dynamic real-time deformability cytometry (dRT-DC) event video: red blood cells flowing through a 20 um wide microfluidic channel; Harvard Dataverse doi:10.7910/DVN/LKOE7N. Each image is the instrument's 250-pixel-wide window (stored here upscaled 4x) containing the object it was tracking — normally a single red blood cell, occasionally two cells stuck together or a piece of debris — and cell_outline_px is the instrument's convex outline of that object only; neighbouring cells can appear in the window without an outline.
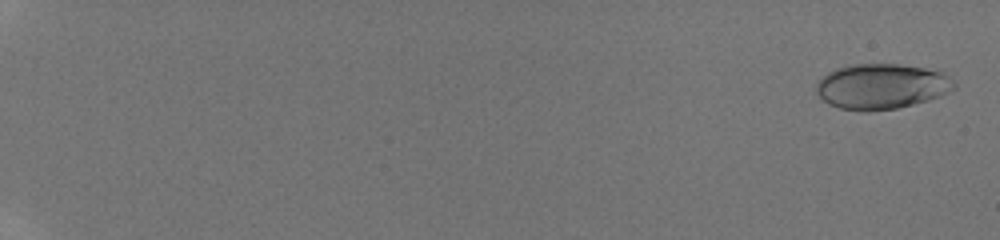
{"species": "human", "species_latin": "Homo sapiens", "temperature_condition": "room temperature", "stored_images_in_passage": 42, "camera_frame_rate_fps": 3000, "um_per_image_px": 0.085, "donor": {"sex": "male"}, "frame": {"image": 1, "passage_image": 2, "time_ms": 0.333, "image_size_px": [1000, 240], "cell_outline_px": [[956, 88], [940, 96], [928, 100], [896, 108], [868, 112], [860, 112], [840, 108], [828, 104], [816, 92], [816, 84], [828, 72], [836, 68], [852, 64], [900, 64], [924, 68], [940, 72], [952, 80], [956, 84]], "centroid_in_image_um": [74.91, 7.35], "position_along_channel_um": 10.1, "area_um2": 36.36}}
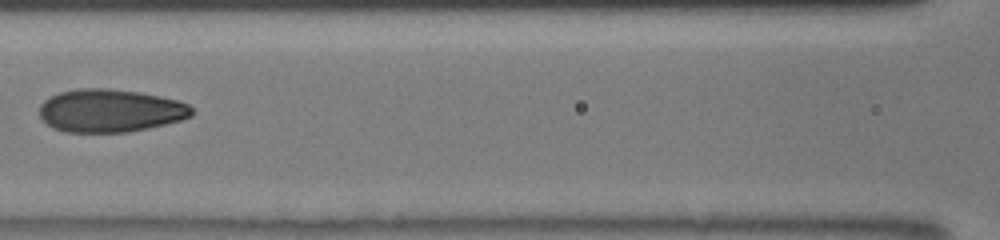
{"frame": {"image": 2, "passage_image": 26, "time_ms": 9.667, "image_size_px": [1000, 240], "cell_outline_px": [[192, 116], [180, 120], [148, 128], [128, 132], [64, 132], [52, 128], [40, 120], [40, 104], [48, 96], [60, 92], [80, 88], [108, 88], [136, 92], [160, 96], [176, 100], [188, 104], [192, 108]], "centroid_in_image_um": [9.31, 9.41], "position_along_channel_um": 157.3, "area_um2": 38.26}}
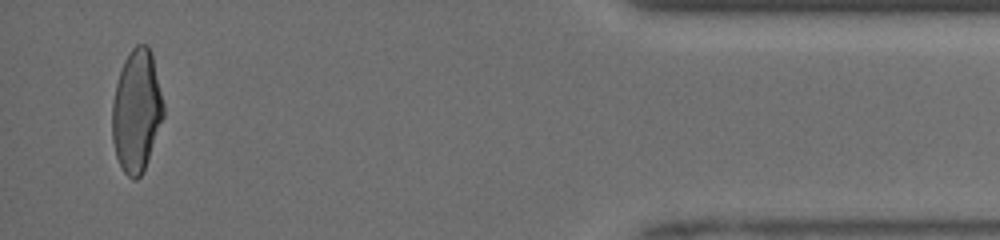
{"frame": {"image": 3, "passage_image": 41, "time_ms": 17.333, "image_size_px": [1000, 240], "cell_outline_px": [[164, 116], [144, 168], [140, 176], [136, 180], [132, 180], [124, 172], [116, 156], [112, 140], [112, 104], [116, 84], [124, 60], [132, 48], [136, 44], [148, 44], [152, 52], [164, 104]], "centroid_in_image_um": [11.61, 9.4], "position_along_channel_um": 423.6, "area_um2": 36.47}, "authors_computed_cell_mechanics": {"area_um2": 36.4429, "velocity_mm_per_s": 4.1483, "shape_relaxation_time_tau1_ms": 4.1918, "shape_relaxation_time_tau2_ms": 0.6987, "deformation_change_tau1": 0.1431, "deformation_change_tau2": 0.0478}}